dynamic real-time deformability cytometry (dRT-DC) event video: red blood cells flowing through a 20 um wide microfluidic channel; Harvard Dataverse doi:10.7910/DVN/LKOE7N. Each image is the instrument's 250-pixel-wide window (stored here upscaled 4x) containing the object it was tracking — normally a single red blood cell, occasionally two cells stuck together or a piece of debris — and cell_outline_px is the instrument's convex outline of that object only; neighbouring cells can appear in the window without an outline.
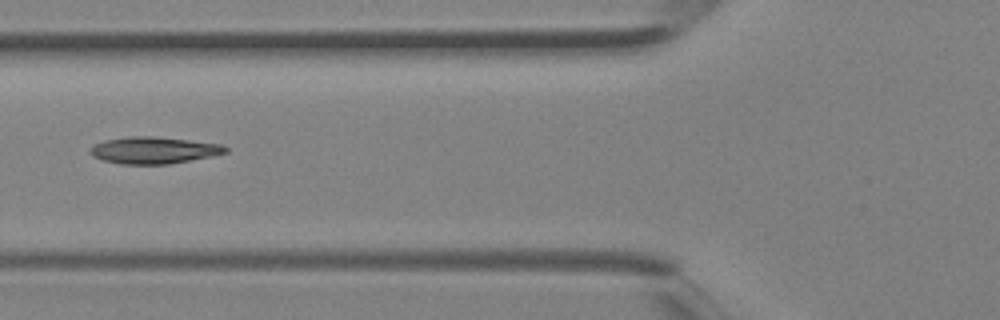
{"species": "Egyptian fruit bat (a non-hibernating species)", "species_latin": "Rousettus aegyptiacus", "temperature_condition": "room temperature", "stored_images_in_passage": 5, "camera_frame_rate_fps": 3000, "um_per_image_px": 0.085, "animal": {"sex": "female"}, "frame": {"image": 1, "passage_image": 5, "time_ms": 1.333, "image_size_px": [1000, 320], "cell_outline_px": [[228, 152], [212, 156], [168, 164], [120, 164], [104, 160], [92, 156], [88, 152], [88, 148], [92, 144], [104, 140], [128, 136], [152, 136], [188, 140], [220, 144], [228, 148]], "centroid_in_image_um": [13.0, 12.76], "position_along_channel_um": 112.8, "area_um2": 21.21}}